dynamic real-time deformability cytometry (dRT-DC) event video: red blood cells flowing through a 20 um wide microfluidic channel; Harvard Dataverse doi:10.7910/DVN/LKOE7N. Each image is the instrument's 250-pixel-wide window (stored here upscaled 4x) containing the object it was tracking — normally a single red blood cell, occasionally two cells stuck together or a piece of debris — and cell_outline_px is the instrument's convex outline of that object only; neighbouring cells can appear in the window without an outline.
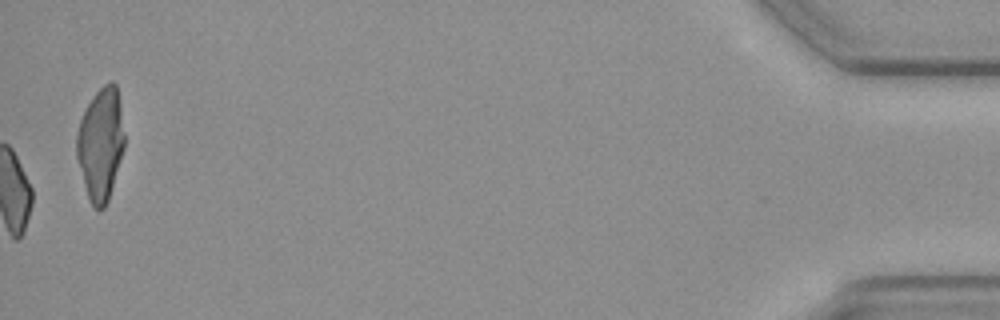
{"species": "common noctule bat (a hibernating species)", "species_latin": "Nyctalus noctula", "temperature_condition": "cold", "stored_images_in_passage": 57, "camera_frame_rate_fps": 3000, "um_per_image_px": 0.085, "animal": {"sex": "female", "body_mass_g": 19.3, "forearm_length_mm": 54.1}, "frame": {"image": 1, "passage_image": 57, "time_ms": 18.667, "image_size_px": [1000, 320], "cell_outline_px": [[124, 148], [112, 188], [108, 200], [104, 208], [100, 212], [92, 204], [88, 196], [84, 184], [76, 156], [76, 132], [80, 120], [92, 96], [104, 84], [112, 80], [116, 84], [120, 108], [124, 136]], "centroid_in_image_um": [8.54, 12.24], "position_along_channel_um": 426.7, "area_um2": 31.04}, "authors_computed_cell_mechanics": {"area_um2": 20.3456, "velocity_mm_per_s": 3.5569, "shape_relaxation_time_tau1_ms": null, "shape_relaxation_time_tau2_ms": 5.0317, "deformation_change_tau1": null, "deformation_change_tau2": 0.1132}}